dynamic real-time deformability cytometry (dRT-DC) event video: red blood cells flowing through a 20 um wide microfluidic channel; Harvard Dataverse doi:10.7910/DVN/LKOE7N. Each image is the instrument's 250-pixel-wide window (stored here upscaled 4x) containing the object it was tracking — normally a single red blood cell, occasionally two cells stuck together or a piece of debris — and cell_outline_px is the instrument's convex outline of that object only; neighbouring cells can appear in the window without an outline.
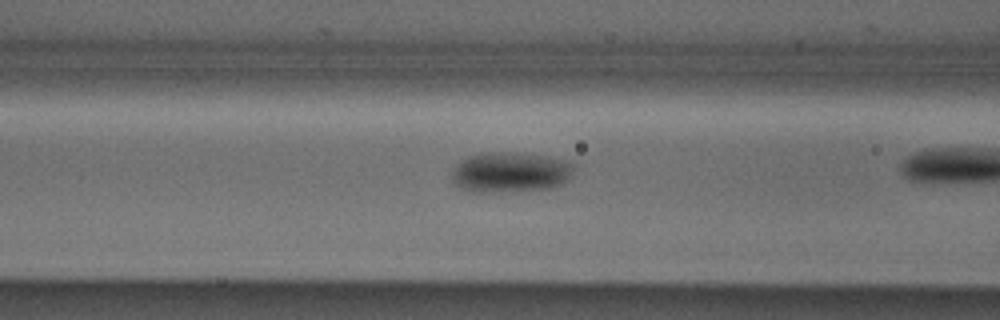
{"species": "Egyptian fruit bat (a non-hibernating species)", "species_latin": "Rousettus aegyptiacus", "temperature_condition": "cold", "stored_images_in_passage": 13, "camera_frame_rate_fps": 3000, "um_per_image_px": 0.085, "animal": {"sex": "male"}, "frame": {"image": 1, "passage_image": 11, "time_ms": 3.333, "image_size_px": [1000, 320], "cell_outline_px": [[576, 160], [572, 172], [568, 180], [564, 184], [552, 188], [496, 192], [472, 192], [460, 188], [452, 180], [452, 168], [460, 160], [468, 156], [480, 152], [520, 152]], "centroid_in_image_um": [43.42, 14.61], "position_along_channel_um": 123.2, "area_um2": 29.54}}